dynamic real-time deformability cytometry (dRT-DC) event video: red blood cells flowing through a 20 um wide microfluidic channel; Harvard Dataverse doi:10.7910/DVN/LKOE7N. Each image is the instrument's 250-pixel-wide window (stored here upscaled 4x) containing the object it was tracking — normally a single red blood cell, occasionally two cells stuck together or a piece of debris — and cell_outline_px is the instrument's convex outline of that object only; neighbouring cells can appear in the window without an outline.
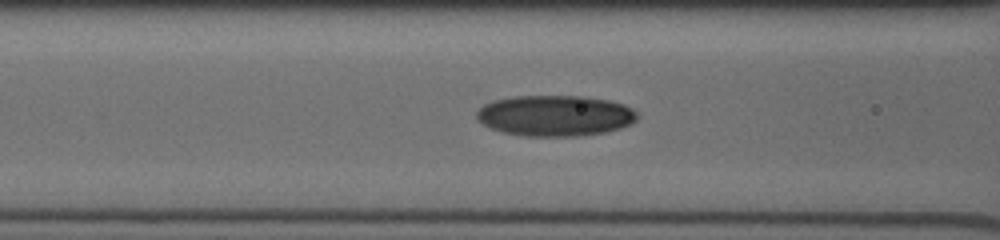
{"species": "human", "species_latin": "Homo sapiens", "temperature_condition": "cold", "stored_images_in_passage": 5, "camera_frame_rate_fps": 3000, "um_per_image_px": 0.085, "donor": {"sex": "male"}, "frame": {"image": 1, "passage_image": 4, "time_ms": 1.333, "image_size_px": [1000, 240], "cell_outline_px": [[640, 116], [632, 124], [620, 128], [604, 132], [576, 136], [524, 136], [500, 132], [488, 128], [476, 120], [476, 112], [484, 104], [492, 100], [516, 96], [584, 96], [608, 100], [624, 104], [632, 108]], "centroid_in_image_um": [47.16, 9.83], "position_along_channel_um": 119.4, "area_um2": 38.67}}